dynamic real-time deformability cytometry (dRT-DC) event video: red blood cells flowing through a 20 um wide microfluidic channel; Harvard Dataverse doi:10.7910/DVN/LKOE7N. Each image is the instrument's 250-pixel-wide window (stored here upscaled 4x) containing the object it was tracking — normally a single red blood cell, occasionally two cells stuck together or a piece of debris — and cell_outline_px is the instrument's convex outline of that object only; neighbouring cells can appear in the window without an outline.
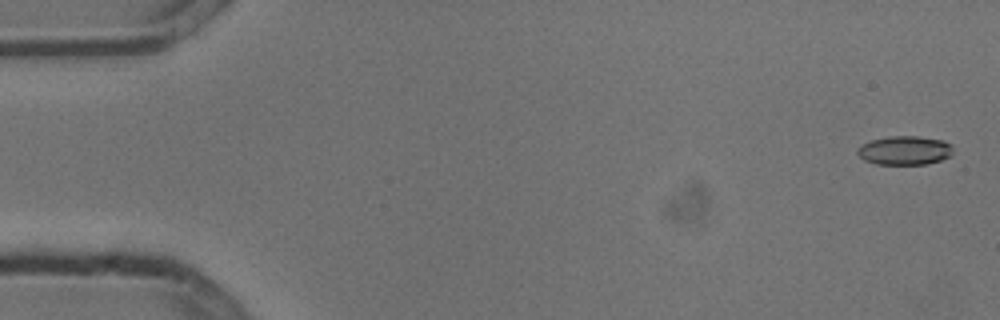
{"species": "common noctule bat (a hibernating species)", "species_latin": "Nyctalus noctula", "temperature_condition": "cold", "stored_images_in_passage": 5, "camera_frame_rate_fps": 3000, "um_per_image_px": 0.085, "animal": {"sex": "male", "body_mass_g": 13.3}, "frame": {"image": 1, "passage_image": 1, "time_ms": 0.0, "image_size_px": [1000, 320], "cell_outline_px": [[952, 156], [940, 160], [924, 164], [876, 164], [864, 160], [856, 152], [856, 148], [872, 140], [888, 136], [920, 136], [944, 140], [952, 144]], "centroid_in_image_um": [76.92, 12.78], "position_along_channel_um": 8.1, "area_um2": 16.18}}
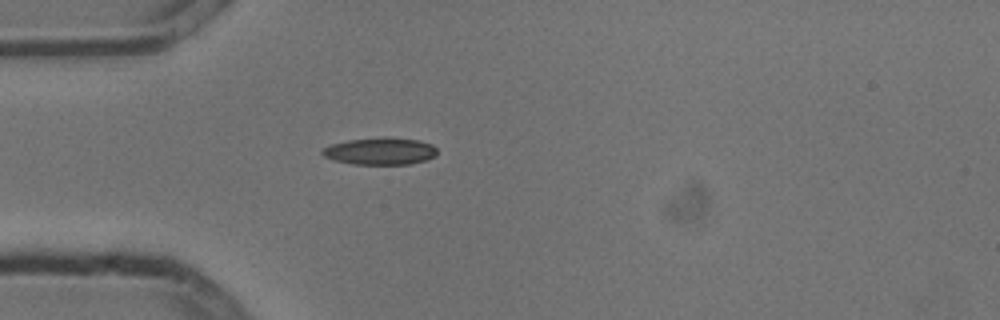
{"frame": {"image": 2, "passage_image": 5, "time_ms": 1.333, "image_size_px": [1000, 320], "cell_outline_px": [[436, 156], [428, 160], [408, 164], [352, 164], [336, 160], [324, 156], [320, 152], [324, 148], [332, 144], [348, 140], [420, 140], [432, 144], [436, 148]], "centroid_in_image_um": [32.34, 12.9], "position_along_channel_um": 52.7, "area_um2": 17.22}}